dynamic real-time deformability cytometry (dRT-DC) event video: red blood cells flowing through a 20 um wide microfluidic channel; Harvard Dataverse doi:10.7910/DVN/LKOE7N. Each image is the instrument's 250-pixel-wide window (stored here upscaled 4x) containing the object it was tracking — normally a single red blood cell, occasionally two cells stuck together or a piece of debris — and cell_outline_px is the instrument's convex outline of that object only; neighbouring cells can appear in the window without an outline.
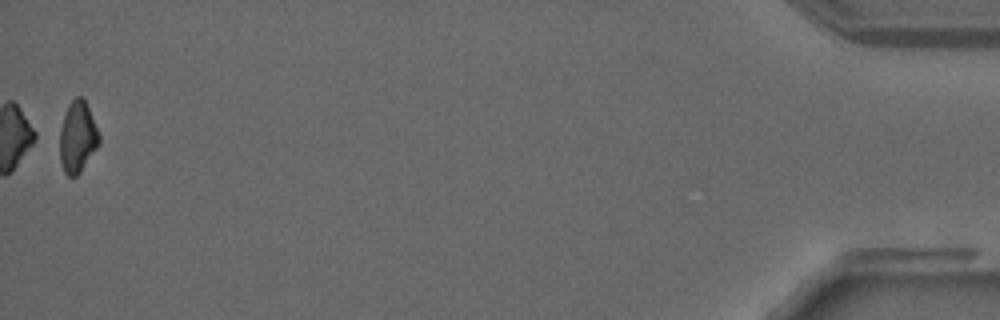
{"species": "common noctule bat (a hibernating species)", "species_latin": "Nyctalus noctula", "temperature_condition": "warm", "stored_images_in_passage": 37, "camera_frame_rate_fps": 3000, "um_per_image_px": 0.085, "animal": {"sex": "male", "forearm_length_mm": 52.5}, "frame": {"image": 1, "passage_image": 37, "time_ms": 12.0, "image_size_px": [1000, 320], "cell_outline_px": [[100, 144], [80, 172], [76, 176], [68, 176], [64, 172], [60, 160], [60, 128], [68, 104], [76, 96], [80, 96], [84, 100], [100, 132]], "centroid_in_image_um": [6.6, 11.65], "position_along_channel_um": 428.6, "area_um2": 16.36}}